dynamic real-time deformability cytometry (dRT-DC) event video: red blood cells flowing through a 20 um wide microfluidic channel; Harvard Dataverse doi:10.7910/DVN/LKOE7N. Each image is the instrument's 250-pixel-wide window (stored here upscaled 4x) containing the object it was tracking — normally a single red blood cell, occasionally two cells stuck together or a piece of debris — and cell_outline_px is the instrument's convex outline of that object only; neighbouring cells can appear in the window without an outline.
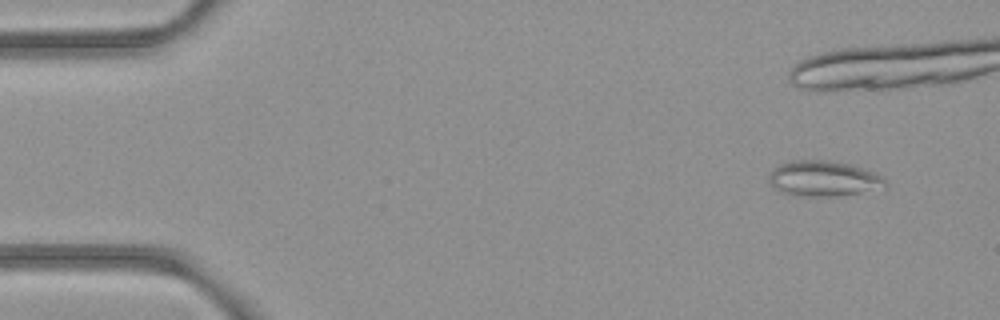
{"species": "common noctule bat (a hibernating species)", "species_latin": "Nyctalus noctula", "temperature_condition": "room temperature", "stored_images_in_passage": 14, "camera_frame_rate_fps": 3000, "um_per_image_px": 0.085, "animal": {"sex": "female", "body_mass_g": 21.9}, "frame": {"image": 1, "passage_image": 5, "time_ms": 1.333, "image_size_px": [1000, 320], "cell_outline_px": [[888, 184], [884, 188], [860, 192], [832, 196], [800, 196], [784, 192], [776, 188], [768, 180], [768, 176], [780, 164], [792, 160], [828, 160], [852, 164], [872, 172], [880, 176]], "centroid_in_image_um": [70.01, 15.17], "position_along_channel_um": 15.0, "area_um2": 23.7}}